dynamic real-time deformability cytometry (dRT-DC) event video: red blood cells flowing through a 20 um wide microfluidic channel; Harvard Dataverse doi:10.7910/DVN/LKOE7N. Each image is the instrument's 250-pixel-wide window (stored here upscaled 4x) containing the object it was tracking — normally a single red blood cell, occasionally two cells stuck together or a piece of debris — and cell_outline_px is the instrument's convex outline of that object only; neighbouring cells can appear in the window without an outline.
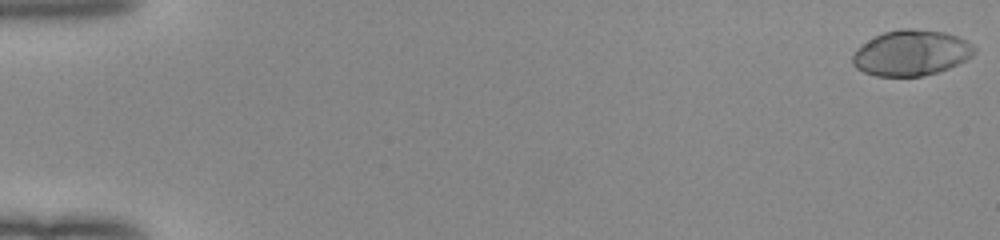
{"species": "human", "species_latin": "Homo sapiens", "temperature_condition": "room temperature", "stored_images_in_passage": 52, "camera_frame_rate_fps": 3000, "um_per_image_px": 0.085, "donor": {"sex": "female"}, "frame": {"image": 1, "passage_image": 1, "time_ms": 0.0, "image_size_px": [1000, 240], "cell_outline_px": [[976, 52], [972, 56], [948, 68], [924, 76], [876, 76], [864, 72], [856, 68], [852, 64], [852, 56], [856, 48], [860, 44], [884, 32], [900, 28], [912, 28], [944, 32], [956, 36], [972, 44], [976, 48]], "centroid_in_image_um": [77.42, 4.49], "position_along_channel_um": 7.6, "area_um2": 32.37}}
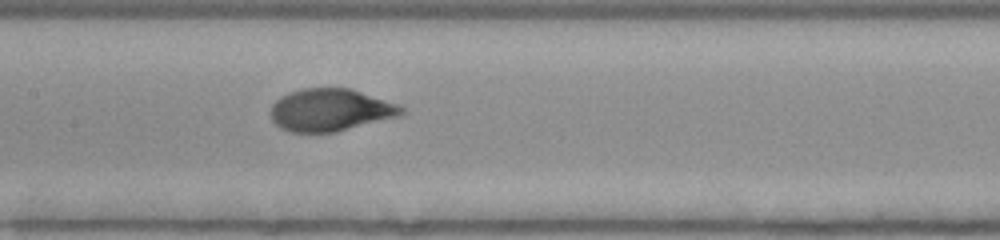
{"frame": {"image": 2, "passage_image": 27, "time_ms": 8.667, "image_size_px": [1000, 240], "cell_outline_px": [[404, 112], [400, 116], [336, 132], [288, 132], [280, 128], [272, 120], [272, 104], [280, 96], [304, 88], [352, 88], [400, 104], [404, 108]], "centroid_in_image_um": [28.12, 9.35], "position_along_channel_um": 179.3, "area_um2": 32.48}}
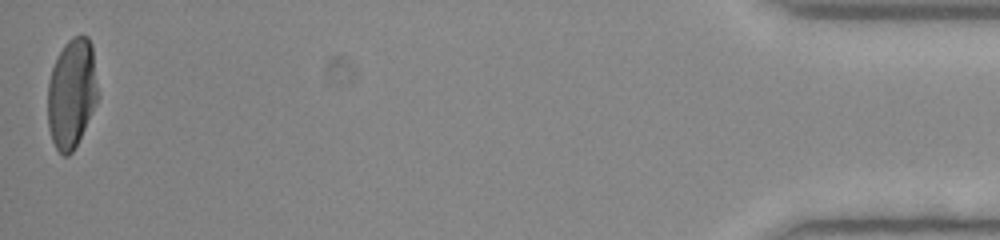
{"frame": {"image": 3, "passage_image": 52, "time_ms": 17.0, "image_size_px": [1000, 240], "cell_outline_px": [[100, 96], [72, 152], [68, 156], [64, 156], [56, 148], [52, 140], [48, 128], [48, 80], [52, 68], [64, 44], [72, 36], [88, 36], [92, 44]], "centroid_in_image_um": [6.11, 7.9], "position_along_channel_um": 429.1, "area_um2": 32.19}, "authors_computed_cell_mechanics": {"area_um2": 32.0501, "velocity_mm_per_s": 4.0324, "shape_relaxation_time_tau1_ms": 4.0169, "shape_relaxation_time_tau2_ms": null, "deformation_change_tau1": 0.2358, "deformation_change_tau2": null}}